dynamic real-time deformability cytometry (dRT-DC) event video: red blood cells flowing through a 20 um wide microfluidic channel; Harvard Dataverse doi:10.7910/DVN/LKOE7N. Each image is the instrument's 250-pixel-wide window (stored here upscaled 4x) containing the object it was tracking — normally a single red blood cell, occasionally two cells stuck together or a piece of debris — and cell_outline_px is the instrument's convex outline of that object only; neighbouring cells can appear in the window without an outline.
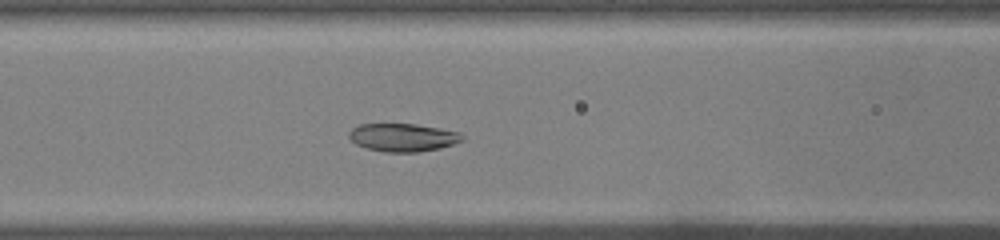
{"species": "common noctule bat (a hibernating species)", "species_latin": "Nyctalus noctula", "temperature_condition": "warm", "stored_images_in_passage": 45, "camera_frame_rate_fps": 3000, "um_per_image_px": 0.085, "animal": {"sex": "male", "body_mass_g": 19.0, "forearm_length_mm": 50.8}, "frame": {"image": 1, "passage_image": 16, "time_ms": 5.0, "image_size_px": [1000, 240], "cell_outline_px": [[464, 140], [440, 148], [420, 152], [384, 152], [368, 148], [356, 144], [348, 136], [348, 132], [352, 128], [360, 124], [416, 124], [440, 128], [460, 132], [464, 136]], "centroid_in_image_um": [34.26, 11.68], "position_along_channel_um": 132.3, "area_um2": 18.55}}
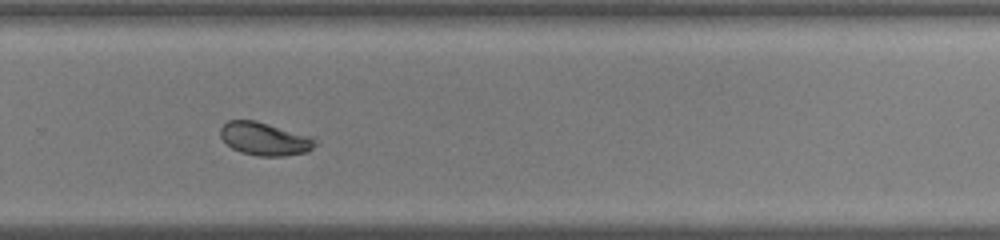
{"frame": {"image": 2, "passage_image": 29, "time_ms": 9.333, "image_size_px": [1000, 240], "cell_outline_px": [[316, 144], [308, 152], [284, 156], [256, 156], [240, 152], [232, 148], [220, 136], [220, 128], [228, 120], [256, 120], [312, 136]], "centroid_in_image_um": [22.5, 11.8], "position_along_channel_um": 307.3, "area_um2": 18.32}}
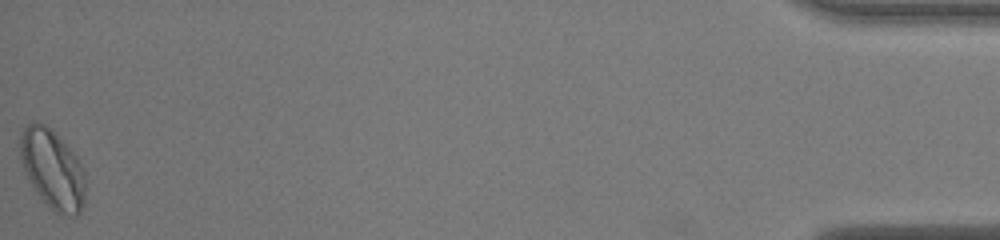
{"frame": {"image": 3, "passage_image": 45, "time_ms": 14.667, "image_size_px": [1000, 240], "cell_outline_px": [[84, 204], [80, 212], [76, 216], [72, 216], [56, 212], [32, 188], [20, 160], [20, 136], [24, 128], [32, 120], [36, 120], [44, 124], [76, 156], [84, 172]], "centroid_in_image_um": [4.44, 14.38], "position_along_channel_um": 430.8, "area_um2": 29.59}, "authors_computed_cell_mechanics": {"area_um2": 19.5364, "velocity_mm_per_s": 4.0477, "shape_relaxation_time_tau1_ms": null, "shape_relaxation_time_tau2_ms": 0.6174, "deformation_change_tau1": null, "deformation_change_tau2": 0.0432}}